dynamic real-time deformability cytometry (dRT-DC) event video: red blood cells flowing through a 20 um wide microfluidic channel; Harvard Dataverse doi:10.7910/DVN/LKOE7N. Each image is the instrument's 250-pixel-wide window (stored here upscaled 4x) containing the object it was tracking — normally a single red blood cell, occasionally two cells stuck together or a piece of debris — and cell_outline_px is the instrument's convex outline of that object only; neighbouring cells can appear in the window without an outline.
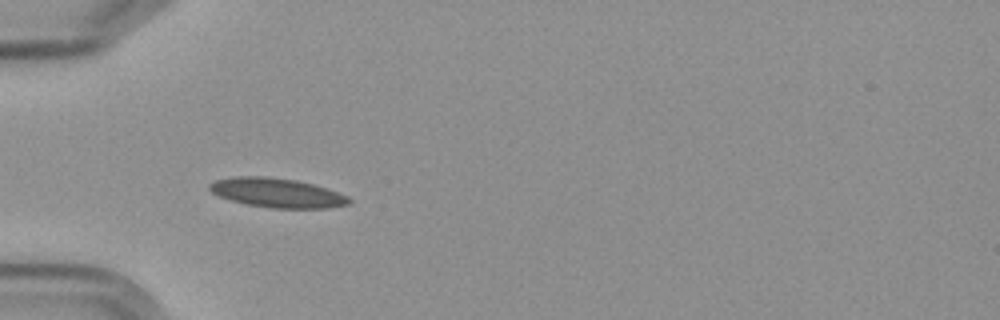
{"species": "Egyptian fruit bat (a non-hibernating species)", "species_latin": "Rousettus aegyptiacus", "temperature_condition": "cold", "stored_images_in_passage": 5, "camera_frame_rate_fps": 3000, "um_per_image_px": 0.085, "frame": {"image": 1, "passage_image": 4, "time_ms": 4.667, "image_size_px": [1000, 320], "cell_outline_px": [[352, 200], [348, 204], [328, 208], [272, 208], [248, 204], [232, 200], [220, 196], [212, 192], [208, 188], [208, 184], [216, 180], [232, 176], [264, 176], [296, 180], [328, 188], [348, 196]], "centroid_in_image_um": [23.56, 16.38], "position_along_channel_um": 61.4, "area_um2": 23.76}}
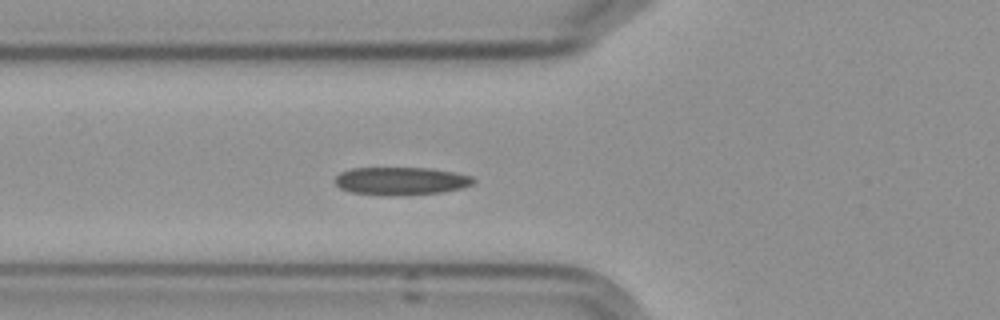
{"frame": {"image": 2, "passage_image": 5, "time_ms": 5.667, "image_size_px": [1000, 320], "cell_outline_px": [[476, 180], [472, 184], [460, 188], [440, 192], [400, 196], [388, 196], [352, 192], [340, 188], [332, 180], [340, 172], [352, 168], [428, 168], [452, 172], [472, 176]], "centroid_in_image_um": [34.04, 15.39], "position_along_channel_um": 91.8, "area_um2": 22.54}}